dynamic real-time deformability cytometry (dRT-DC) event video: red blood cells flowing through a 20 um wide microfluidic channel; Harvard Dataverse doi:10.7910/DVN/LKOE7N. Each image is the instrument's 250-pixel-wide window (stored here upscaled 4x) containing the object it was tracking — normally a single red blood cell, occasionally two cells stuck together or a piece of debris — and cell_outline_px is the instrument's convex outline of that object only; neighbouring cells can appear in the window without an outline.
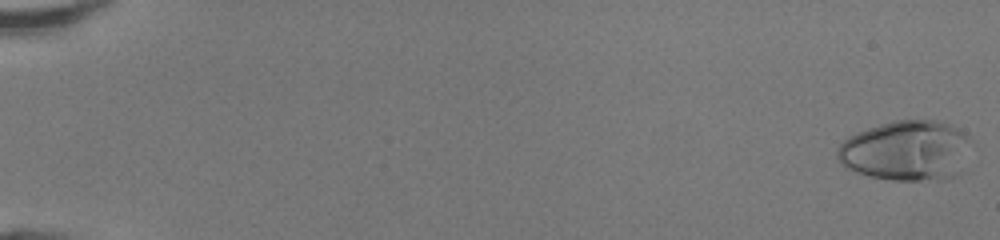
{"species": "human", "species_latin": "Homo sapiens", "temperature_condition": "room temperature", "stored_images_in_passage": 12, "camera_frame_rate_fps": 3000, "um_per_image_px": 0.085, "donor": {"sex": "female"}, "frame": {"image": 1, "passage_image": 1, "time_ms": 0.0, "image_size_px": [1000, 240], "cell_outline_px": [[972, 140], [960, 172], [956, 176], [948, 180], [892, 180], [872, 176], [856, 172], [844, 168], [836, 160], [836, 152], [840, 144], [848, 136], [856, 132], [892, 120], [940, 120], [956, 128], [968, 136]], "centroid_in_image_um": [77.02, 12.81], "position_along_channel_um": 8.0, "area_um2": 47.45}}